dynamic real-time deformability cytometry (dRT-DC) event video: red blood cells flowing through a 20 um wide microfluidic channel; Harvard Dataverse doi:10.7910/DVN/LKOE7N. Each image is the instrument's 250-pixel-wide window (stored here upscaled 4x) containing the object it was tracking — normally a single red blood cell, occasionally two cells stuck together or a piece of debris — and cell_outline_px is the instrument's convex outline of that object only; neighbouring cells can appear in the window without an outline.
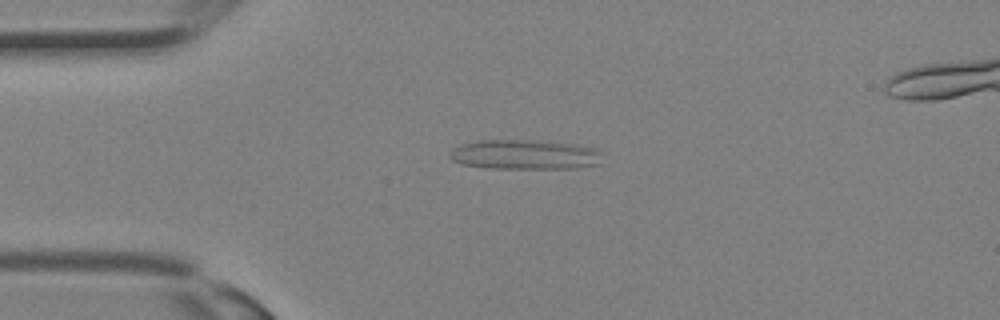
{"species": "Egyptian fruit bat (a non-hibernating species)", "species_latin": "Rousettus aegyptiacus", "temperature_condition": "room temperature", "stored_images_in_passage": 30, "segment_of_instrument_passage": [1, 2], "camera_frame_rate_fps": 3000, "um_per_image_px": 0.085, "animal": {"sex": "female"}, "frame": {"image": 1, "passage_image": 6, "time_ms": 1.667, "image_size_px": [1000, 320], "cell_outline_px": [[600, 164], [576, 168], [488, 168], [460, 164], [452, 160], [448, 156], [448, 152], [452, 148], [460, 144], [480, 140], [536, 140], [576, 144], [596, 148], [600, 152]], "centroid_in_image_um": [44.56, 13.13], "position_along_channel_um": 40.4, "area_um2": 26.7}}
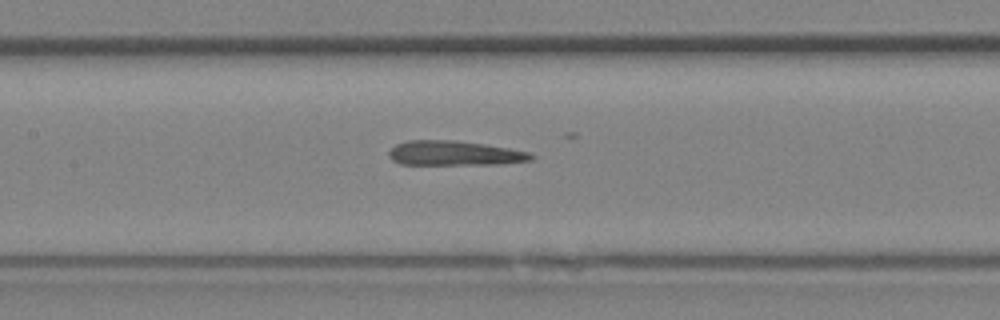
{"frame": {"image": 2, "passage_image": 13, "time_ms": 4.0, "image_size_px": [1000, 320], "cell_outline_px": [[536, 156], [532, 160], [500, 164], [400, 164], [392, 160], [388, 156], [388, 152], [396, 144], [408, 140], [456, 140], [484, 144], [508, 148], [528, 152]], "centroid_in_image_um": [38.62, 13.02], "position_along_channel_um": 168.8, "area_um2": 20.4}}
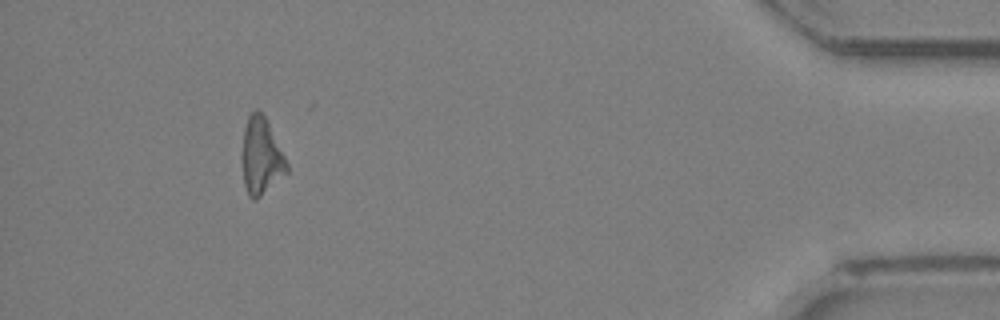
{"frame": {"image": 3, "passage_image": 27, "time_ms": 8.667, "image_size_px": [1000, 320], "cell_outline_px": [[288, 172], [260, 196], [252, 200], [248, 196], [244, 184], [240, 156], [244, 128], [248, 116], [256, 108], [264, 116], [288, 164]], "centroid_in_image_um": [22.15, 13.3], "position_along_channel_um": 413.0, "area_um2": 19.94}}